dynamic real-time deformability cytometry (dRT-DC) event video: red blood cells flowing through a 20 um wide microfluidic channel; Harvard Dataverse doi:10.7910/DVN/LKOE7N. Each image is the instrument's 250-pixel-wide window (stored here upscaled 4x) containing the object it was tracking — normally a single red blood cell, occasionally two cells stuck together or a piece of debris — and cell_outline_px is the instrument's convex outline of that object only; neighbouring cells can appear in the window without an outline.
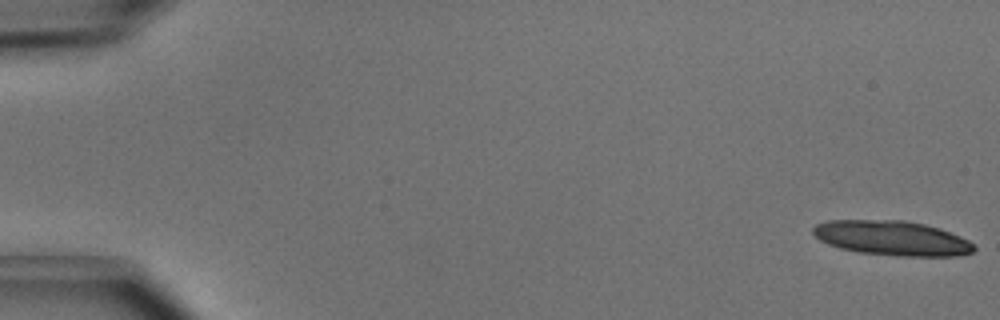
{"species": "common noctule bat (a hibernating species)", "species_latin": "Nyctalus noctula", "temperature_condition": "cold", "stored_images_in_passage": 5, "camera_frame_rate_fps": 3000, "um_per_image_px": 0.085, "animal": {"sex": "male", "body_mass_g": 15.6}, "frame": {"image": 1, "passage_image": 1, "time_ms": 0.0, "image_size_px": [1000, 320], "cell_outline_px": [[976, 248], [972, 252], [960, 256], [896, 256], [860, 252], [840, 248], [828, 244], [820, 240], [812, 232], [812, 228], [816, 224], [828, 220], [904, 220], [924, 224], [940, 228], [960, 236], [976, 244]], "centroid_in_image_um": [75.85, 20.24], "position_along_channel_um": 9.2, "area_um2": 32.71}}